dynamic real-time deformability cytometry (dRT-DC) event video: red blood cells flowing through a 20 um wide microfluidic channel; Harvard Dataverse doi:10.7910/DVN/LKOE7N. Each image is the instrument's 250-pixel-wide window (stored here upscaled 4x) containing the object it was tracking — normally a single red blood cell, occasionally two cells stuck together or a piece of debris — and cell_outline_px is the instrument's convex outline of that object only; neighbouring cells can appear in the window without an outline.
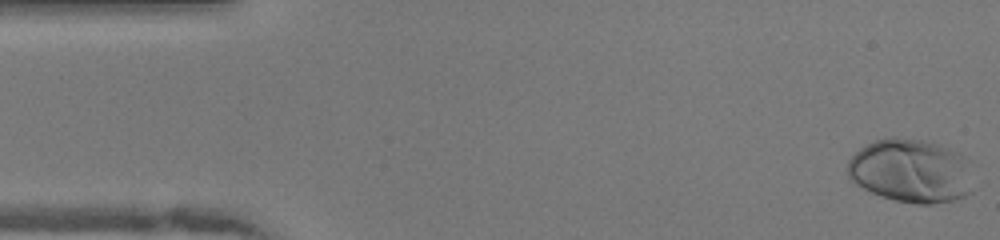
{"species": "human", "species_latin": "Homo sapiens", "temperature_condition": "warm", "stored_images_in_passage": 49, "camera_frame_rate_fps": 3000, "um_per_image_px": 0.085, "donor": {"sex": "female"}, "frame": {"image": 1, "passage_image": 1, "time_ms": 0.0, "image_size_px": [1000, 240], "cell_outline_px": [[972, 192], [964, 196], [952, 200], [932, 204], [916, 204], [896, 200], [880, 196], [856, 184], [848, 176], [848, 160], [860, 148], [876, 140], [892, 136], [896, 136], [924, 140], [936, 144], [956, 152], [964, 156]], "centroid_in_image_um": [77.37, 14.52], "position_along_channel_um": 7.6, "area_um2": 46.12}}
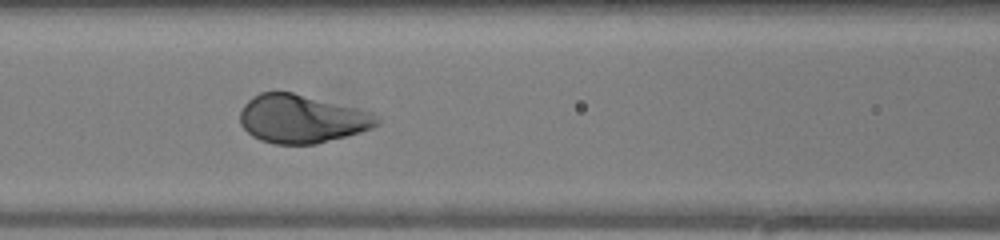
{"frame": {"image": 2, "passage_image": 20, "time_ms": 6.333, "image_size_px": [1000, 240], "cell_outline_px": [[380, 124], [372, 128], [360, 132], [316, 144], [276, 144], [260, 140], [252, 136], [240, 124], [240, 112], [244, 104], [252, 96], [260, 92], [292, 92], [372, 112], [380, 116]], "centroid_in_image_um": [25.65, 10.1], "position_along_channel_um": 141.0, "area_um2": 38.55}}
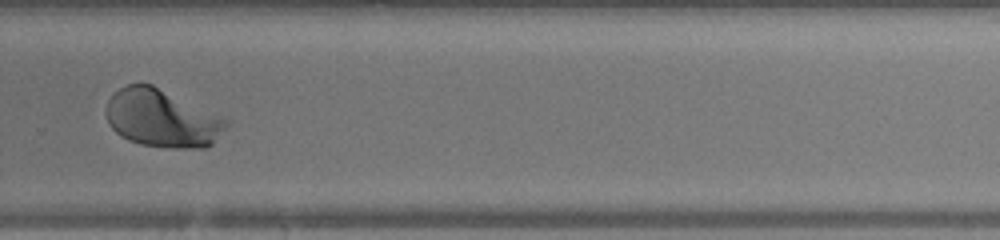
{"frame": {"image": 3, "passage_image": 33, "time_ms": 10.667, "image_size_px": [1000, 240], "cell_outline_px": [[228, 124], [212, 144], [208, 148], [172, 148], [140, 144], [128, 140], [120, 136], [108, 124], [108, 100], [120, 88], [128, 84], [152, 84], [224, 120]], "centroid_in_image_um": [13.71, 10.09], "position_along_channel_um": 316.1, "area_um2": 39.25}}